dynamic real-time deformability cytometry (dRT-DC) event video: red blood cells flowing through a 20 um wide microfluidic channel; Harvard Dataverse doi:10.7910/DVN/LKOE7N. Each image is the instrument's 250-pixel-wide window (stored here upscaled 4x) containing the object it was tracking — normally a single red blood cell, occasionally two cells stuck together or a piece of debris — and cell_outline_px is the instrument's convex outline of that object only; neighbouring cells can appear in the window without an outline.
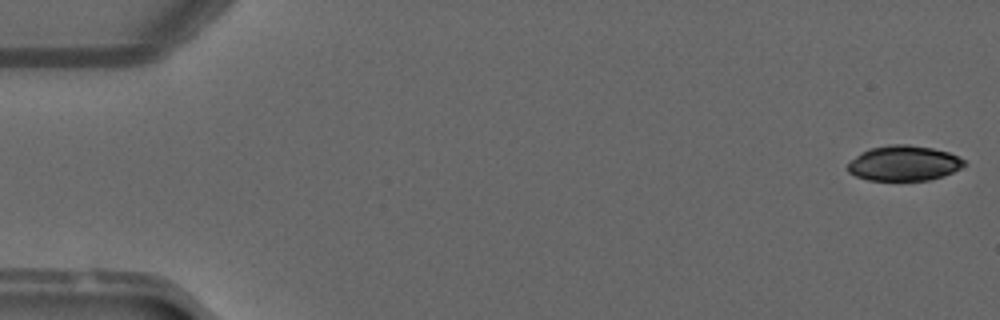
{"species": "common noctule bat (a hibernating species)", "species_latin": "Nyctalus noctula", "temperature_condition": "warm", "stored_images_in_passage": 8, "camera_frame_rate_fps": 3000, "um_per_image_px": 0.085, "animal": {"sex": "male", "forearm_length_mm": 52.5}, "frame": {"image": 1, "passage_image": 1, "time_ms": 0.0, "image_size_px": [1000, 320], "cell_outline_px": [[968, 164], [944, 176], [928, 180], [868, 180], [856, 176], [848, 172], [848, 164], [860, 152], [868, 148], [888, 144], [908, 144], [932, 148], [948, 152], [964, 160]], "centroid_in_image_um": [76.82, 13.86], "position_along_channel_um": 8.2, "area_um2": 23.93}}